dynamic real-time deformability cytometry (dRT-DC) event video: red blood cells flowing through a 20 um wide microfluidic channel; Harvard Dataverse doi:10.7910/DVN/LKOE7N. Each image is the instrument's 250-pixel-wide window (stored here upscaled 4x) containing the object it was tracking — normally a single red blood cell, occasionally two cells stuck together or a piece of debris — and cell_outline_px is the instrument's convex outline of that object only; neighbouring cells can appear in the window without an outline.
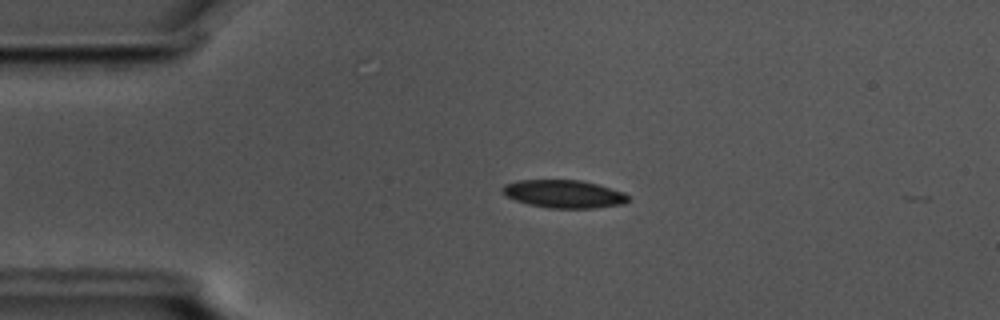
{"species": "common noctule bat (a hibernating species)", "species_latin": "Nyctalus noctula", "temperature_condition": "cold", "stored_images_in_passage": 51, "camera_frame_rate_fps": 3000, "um_per_image_px": 0.085, "animal": {"sex": "male", "body_mass_g": 17.5, "forearm_length_mm": 52.3}, "frame": {"image": 1, "passage_image": 7, "time_ms": 2.0, "image_size_px": [1000, 320], "cell_outline_px": [[628, 200], [624, 204], [592, 208], [548, 208], [528, 204], [504, 196], [500, 188], [504, 184], [520, 180], [580, 180], [596, 184], [624, 192], [628, 196]], "centroid_in_image_um": [47.89, 16.48], "position_along_channel_um": 37.1, "area_um2": 20.46}}
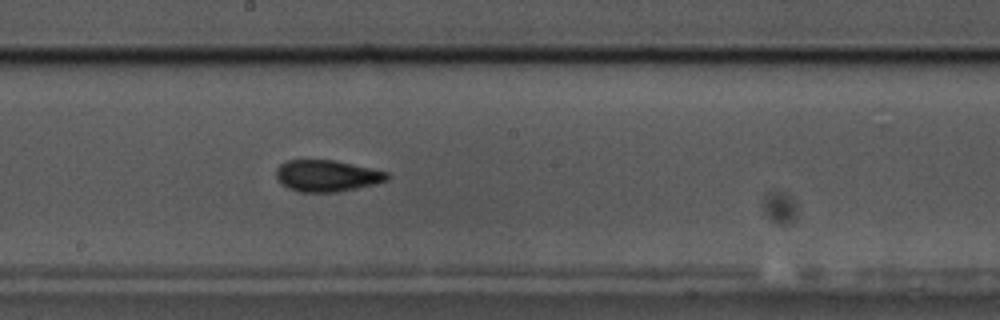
{"frame": {"image": 2, "passage_image": 25, "time_ms": 8.0, "image_size_px": [1000, 320], "cell_outline_px": [[388, 180], [376, 184], [340, 192], [300, 192], [288, 188], [276, 176], [276, 168], [280, 164], [288, 160], [332, 160], [352, 164], [388, 172]], "centroid_in_image_um": [27.8, 14.95], "position_along_channel_um": 220.4, "area_um2": 20.29}}
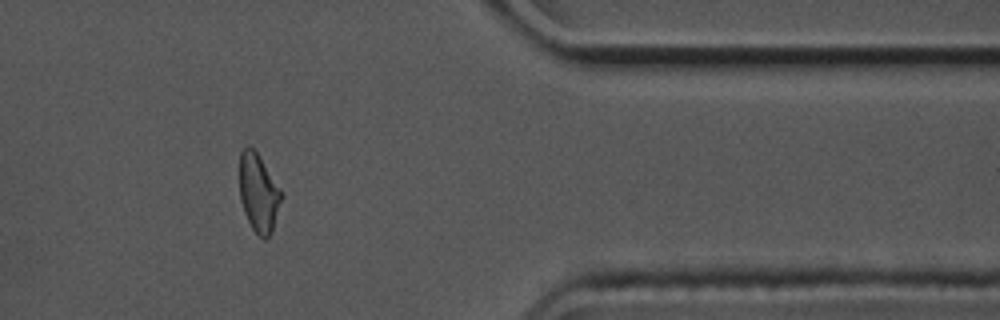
{"frame": {"image": 3, "passage_image": 41, "time_ms": 13.333, "image_size_px": [1000, 320], "cell_outline_px": [[284, 196], [272, 232], [264, 240], [252, 228], [244, 212], [240, 200], [240, 152], [248, 144], [260, 156], [284, 192]], "centroid_in_image_um": [22.02, 16.38], "position_along_channel_um": 389.4, "area_um2": 19.42}, "authors_computed_cell_mechanics": {"area_um2": 20.2878, "velocity_mm_per_s": 3.5691, "shape_relaxation_time_tau1_ms": 2.9191, "shape_relaxation_time_tau2_ms": 1.9321, "deformation_change_tau1": 0.1305, "deformation_change_tau2": 0.0837}}